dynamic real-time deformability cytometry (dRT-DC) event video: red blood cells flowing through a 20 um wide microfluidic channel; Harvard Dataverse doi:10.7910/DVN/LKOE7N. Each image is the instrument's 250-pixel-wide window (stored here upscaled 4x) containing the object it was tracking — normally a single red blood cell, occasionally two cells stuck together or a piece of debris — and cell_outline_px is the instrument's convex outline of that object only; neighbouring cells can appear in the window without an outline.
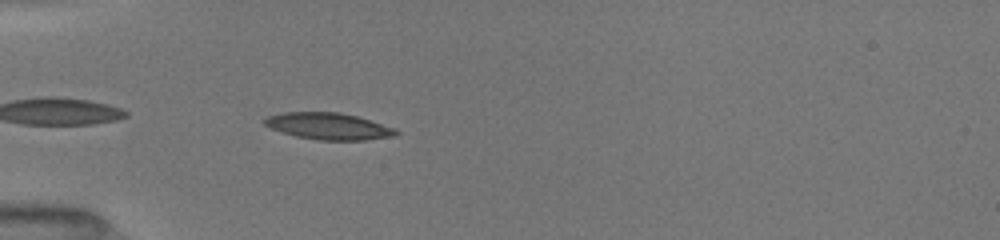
{"species": "common noctule bat (a hibernating species)", "species_latin": "Nyctalus noctula", "temperature_condition": "room temperature", "stored_images_in_passage": 72, "camera_frame_rate_fps": 3000, "um_per_image_px": 0.085, "animal": {"sex": "female", "body_mass_g": 19.5, "forearm_length_mm": 54.1}, "frame": {"image": 1, "passage_image": 5, "time_ms": 0.667, "image_size_px": [1000, 240], "cell_outline_px": [[400, 132], [396, 136], [364, 140], [316, 140], [296, 136], [272, 128], [264, 124], [260, 120], [268, 116], [284, 112], [340, 112], [356, 116], [396, 128]], "centroid_in_image_um": [27.94, 10.72], "position_along_channel_um": 57.1, "area_um2": 20.46}}
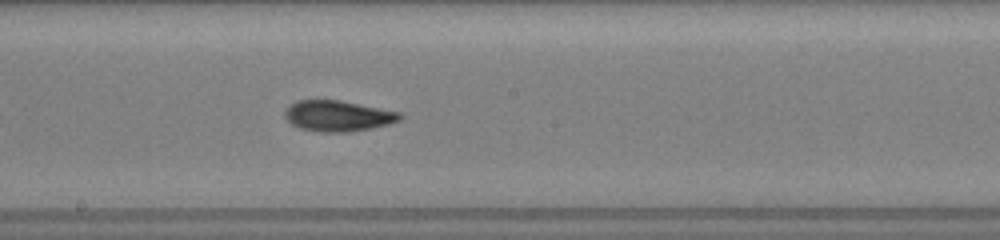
{"frame": {"image": 2, "passage_image": 27, "time_ms": 5.0, "image_size_px": [1000, 240], "cell_outline_px": [[404, 116], [400, 120], [388, 124], [372, 128], [348, 132], [320, 132], [300, 128], [292, 124], [284, 116], [284, 112], [296, 100], [336, 100], [400, 112]], "centroid_in_image_um": [28.73, 9.86], "position_along_channel_um": 219.5, "area_um2": 20.4}}
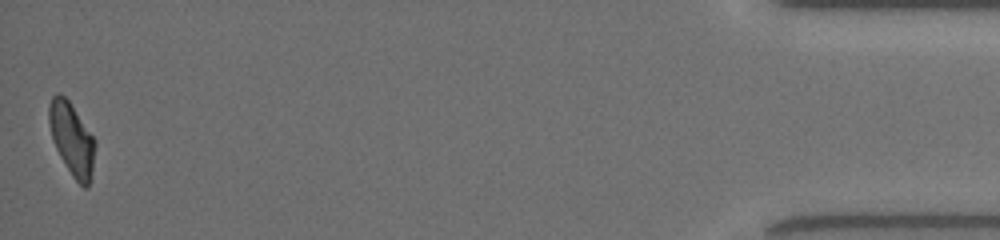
{"frame": {"image": 3, "passage_image": 71, "time_ms": 12.333, "image_size_px": [1000, 240], "cell_outline_px": [[96, 144], [92, 168], [88, 188], [84, 188], [72, 176], [60, 156], [52, 140], [48, 120], [48, 104], [52, 96], [56, 92], [60, 92], [68, 100], [96, 140]], "centroid_in_image_um": [6.09, 11.79], "position_along_channel_um": 429.1, "area_um2": 19.48}, "authors_computed_cell_mechanics": {"area_um2": 19.8543, "velocity_mm_per_s": 3.9884, "shape_relaxation_time_tau1_ms": 5.6026, "shape_relaxation_time_tau2_ms": 1.7438, "deformation_change_tau1": 0.2158, "deformation_change_tau2": 0.0862}}